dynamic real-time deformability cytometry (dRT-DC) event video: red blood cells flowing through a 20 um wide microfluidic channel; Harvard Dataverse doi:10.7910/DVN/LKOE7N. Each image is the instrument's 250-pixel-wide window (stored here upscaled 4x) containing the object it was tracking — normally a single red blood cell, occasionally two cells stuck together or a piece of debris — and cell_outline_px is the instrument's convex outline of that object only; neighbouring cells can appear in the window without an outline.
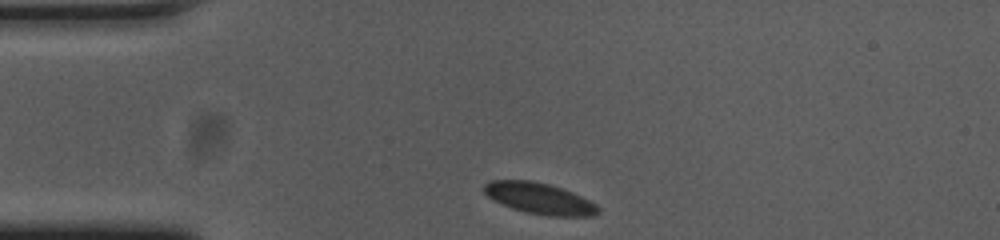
{"species": "common noctule bat (a hibernating species)", "species_latin": "Nyctalus noctula", "temperature_condition": "cold", "stored_images_in_passage": 46, "camera_frame_rate_fps": 3000, "um_per_image_px": 0.085, "animal": {"sex": "female", "body_mass_g": 23.0, "forearm_length_mm": 53.4}, "frame": {"image": 1, "passage_image": 1, "time_ms": 0.0, "image_size_px": [1000, 240], "cell_outline_px": [[600, 212], [592, 216], [548, 216], [528, 212], [512, 208], [488, 196], [484, 192], [484, 184], [492, 180], [532, 180], [548, 184], [572, 192], [596, 204], [600, 208]], "centroid_in_image_um": [45.88, 16.86], "position_along_channel_um": 39.1, "area_um2": 20.4}}
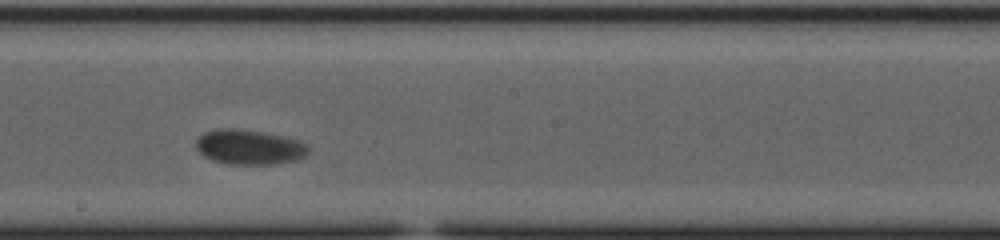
{"frame": {"image": 2, "passage_image": 20, "time_ms": 6.333, "image_size_px": [1000, 240], "cell_outline_px": [[308, 152], [304, 156], [296, 160], [272, 164], [232, 164], [212, 160], [204, 156], [196, 148], [196, 140], [204, 132], [220, 128], [232, 128], [260, 132], [300, 140], [308, 144]], "centroid_in_image_um": [21.18, 12.5], "position_along_channel_um": 227.0, "area_um2": 22.6}}
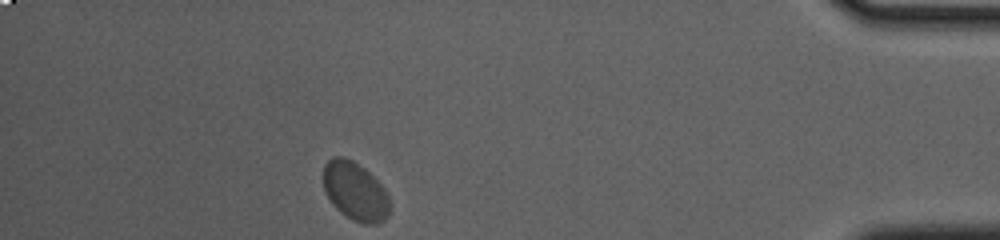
{"frame": {"image": 3, "passage_image": 40, "time_ms": 13.0, "image_size_px": [1000, 240], "cell_outline_px": [[388, 216], [384, 220], [376, 224], [364, 224], [352, 220], [340, 212], [332, 204], [324, 192], [324, 164], [332, 156], [344, 156], [352, 160], [364, 168], [384, 188], [388, 196]], "centroid_in_image_um": [30.16, 16.26], "position_along_channel_um": 405.0, "area_um2": 22.6}, "authors_computed_cell_mechanics": {"area_um2": 22.1952, "velocity_mm_per_s": 3.4419, "shape_relaxation_time_tau1_ms": 1.9696, "shape_relaxation_time_tau2_ms": null, "deformation_change_tau1": 0.0331, "deformation_change_tau2": null}}